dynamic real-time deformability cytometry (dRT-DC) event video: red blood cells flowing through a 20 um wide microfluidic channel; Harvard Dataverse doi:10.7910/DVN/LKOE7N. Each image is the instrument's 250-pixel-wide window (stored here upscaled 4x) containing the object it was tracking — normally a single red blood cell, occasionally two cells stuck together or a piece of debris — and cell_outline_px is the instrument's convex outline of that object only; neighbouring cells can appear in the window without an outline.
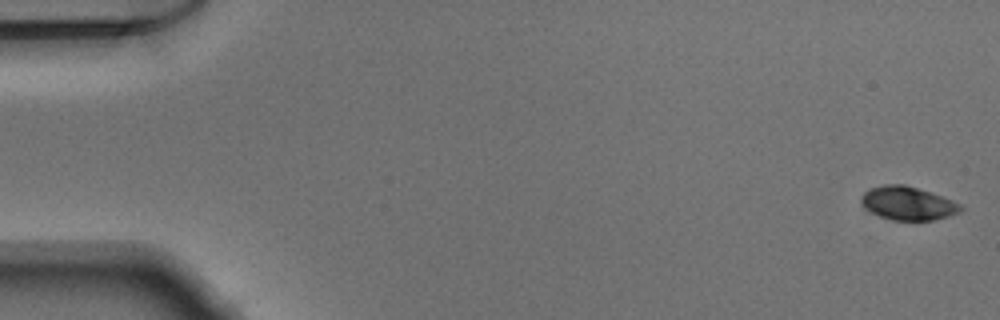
{"species": "Egyptian fruit bat (a non-hibernating species)", "species_latin": "Rousettus aegyptiacus", "temperature_condition": "warm", "stored_images_in_passage": 52, "segment_of_instrument_passage": [1, 2], "camera_frame_rate_fps": 3000, "um_per_image_px": 0.085, "animal": {"sex": "male"}, "frame": {"image": 1, "passage_image": 1, "time_ms": 0.0, "image_size_px": [1000, 320], "cell_outline_px": [[964, 208], [960, 212], [948, 216], [932, 220], [896, 220], [880, 216], [872, 212], [860, 200], [860, 196], [868, 188], [884, 184], [904, 184], [940, 196], [960, 204]], "centroid_in_image_um": [77.15, 17.27], "position_along_channel_um": 7.9, "area_um2": 19.02}}
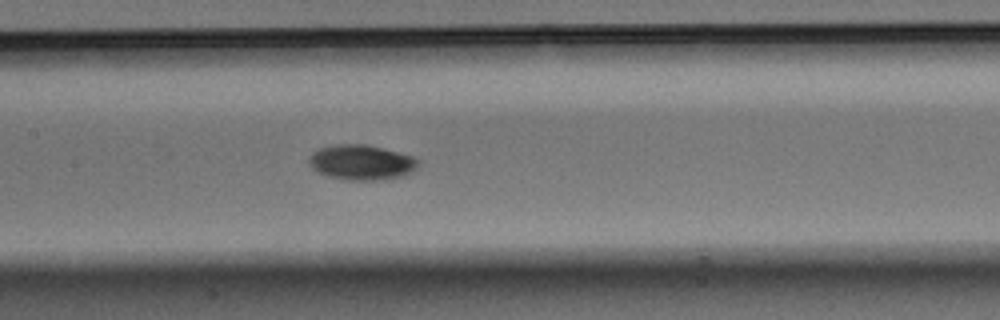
{"frame": {"image": 2, "passage_image": 25, "time_ms": 8.0, "image_size_px": [1000, 320], "cell_outline_px": [[420, 164], [416, 168], [400, 176], [384, 180], [344, 180], [328, 176], [312, 168], [308, 164], [308, 156], [312, 152], [320, 148], [336, 144], [364, 144], [384, 148], [412, 156], [420, 160]], "centroid_in_image_um": [30.7, 13.8], "position_along_channel_um": 176.7, "area_um2": 22.43}}
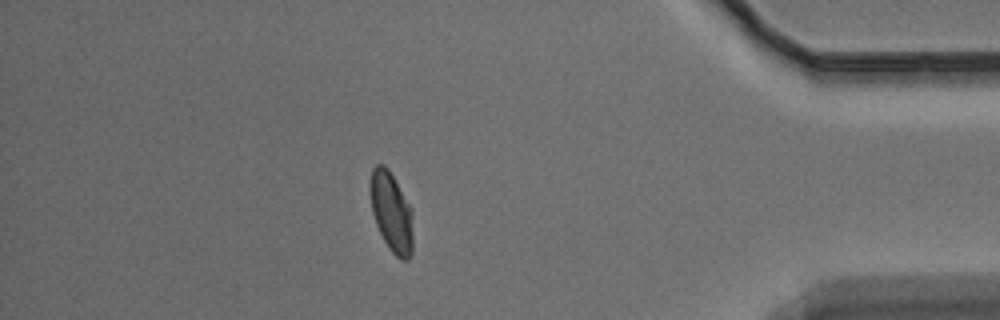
{"frame": {"image": 3, "passage_image": 45, "time_ms": 14.667, "image_size_px": [1000, 320], "cell_outline_px": [[412, 252], [408, 260], [400, 260], [392, 252], [384, 240], [376, 224], [372, 212], [368, 188], [368, 184], [372, 168], [376, 164], [384, 164], [388, 168], [412, 208]], "centroid_in_image_um": [33.25, 17.99], "position_along_channel_um": 402.0, "area_um2": 20.17}}